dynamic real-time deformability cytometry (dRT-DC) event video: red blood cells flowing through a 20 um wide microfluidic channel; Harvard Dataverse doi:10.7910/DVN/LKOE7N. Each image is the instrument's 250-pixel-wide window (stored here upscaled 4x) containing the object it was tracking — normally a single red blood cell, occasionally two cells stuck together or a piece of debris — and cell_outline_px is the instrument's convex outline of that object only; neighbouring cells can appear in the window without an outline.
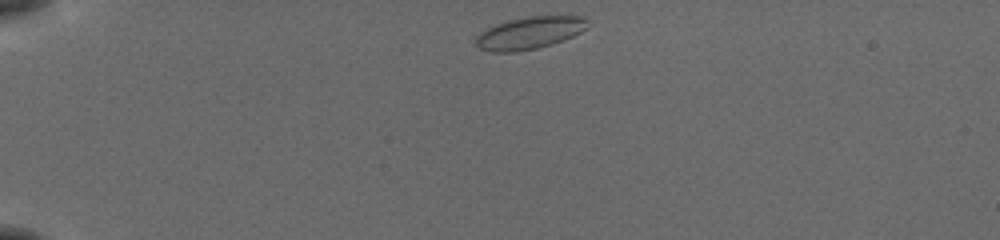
{"species": "common noctule bat (a hibernating species)", "species_latin": "Nyctalus noctula", "temperature_condition": "cold", "stored_images_in_passage": 42, "camera_frame_rate_fps": 3000, "um_per_image_px": 0.085, "animal": {"sex": "female", "body_mass_g": 19.5, "forearm_length_mm": 54.1}, "frame": {"image": 1, "passage_image": 1, "time_ms": 0.0, "image_size_px": [1000, 240], "cell_outline_px": [[588, 28], [564, 40], [552, 44], [536, 48], [516, 52], [492, 52], [480, 48], [476, 44], [476, 36], [480, 32], [496, 24], [508, 20], [528, 16], [584, 16], [588, 20]], "centroid_in_image_um": [45.03, 2.79], "position_along_channel_um": 40.0, "area_um2": 21.04}}
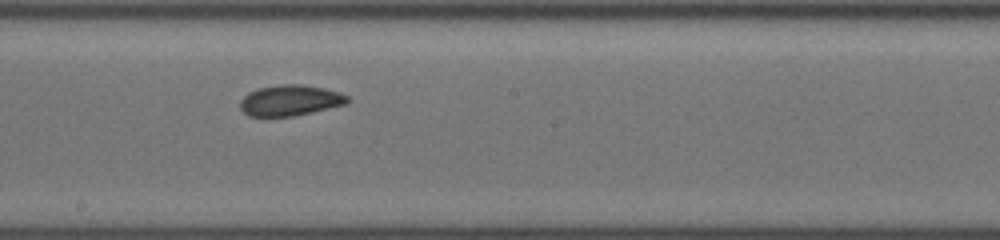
{"frame": {"image": 2, "passage_image": 20, "time_ms": 6.333, "image_size_px": [1000, 240], "cell_outline_px": [[352, 100], [348, 104], [292, 116], [248, 116], [240, 108], [240, 100], [248, 92], [260, 88], [280, 84], [300, 84], [324, 88], [340, 92], [348, 96]], "centroid_in_image_um": [24.69, 8.53], "position_along_channel_um": 223.5, "area_um2": 19.31}}
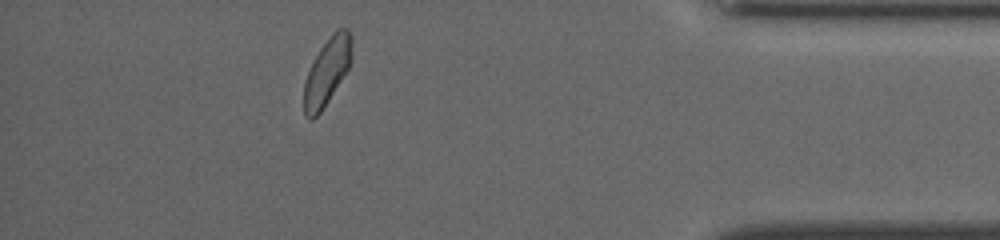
{"frame": {"image": 3, "passage_image": 37, "time_ms": 12.0, "image_size_px": [1000, 240], "cell_outline_px": [[352, 60], [348, 68], [328, 100], [320, 112], [312, 120], [308, 120], [304, 116], [304, 84], [308, 72], [320, 48], [332, 32], [336, 28], [348, 28], [352, 36]], "centroid_in_image_um": [27.81, 6.05], "position_along_channel_um": 407.4, "area_um2": 18.55}, "authors_computed_cell_mechanics": {"area_um2": 19.1318, "velocity_mm_per_s": 3.8268, "shape_relaxation_time_tau1_ms": 5.3853, "shape_relaxation_time_tau2_ms": 1.624, "deformation_change_tau1": 0.0984, "deformation_change_tau2": 0.0693}}